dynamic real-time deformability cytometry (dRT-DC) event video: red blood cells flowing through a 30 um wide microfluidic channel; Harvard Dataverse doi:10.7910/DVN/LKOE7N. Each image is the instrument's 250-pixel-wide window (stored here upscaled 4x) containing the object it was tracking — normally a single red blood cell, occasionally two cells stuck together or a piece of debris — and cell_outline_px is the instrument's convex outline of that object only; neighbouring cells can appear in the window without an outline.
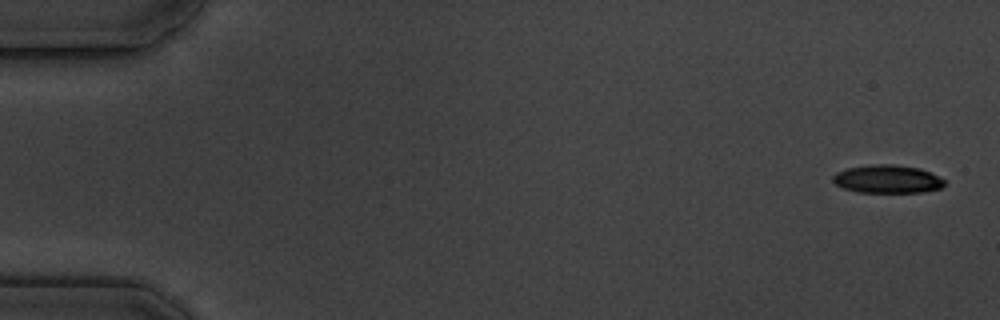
{"species": "common noctule bat (a hibernating species)", "species_latin": "Nyctalus noctula", "temperature_condition": "cold", "stored_images_in_passage": 7, "camera_frame_rate_fps": 3000, "um_per_image_px": 0.085, "animal": {"sex": "male", "body_mass_g": 19.5, "forearm_length_mm": 54.6}, "frame": {"image": 1, "passage_image": 1, "time_ms": 0.0, "image_size_px": [1000, 320], "cell_outline_px": [[944, 184], [940, 188], [924, 192], [856, 192], [844, 188], [836, 184], [832, 180], [832, 176], [836, 172], [848, 168], [872, 164], [892, 164], [920, 168], [944, 180]], "centroid_in_image_um": [75.39, 15.22], "position_along_channel_um": 9.6, "area_um2": 18.15}}
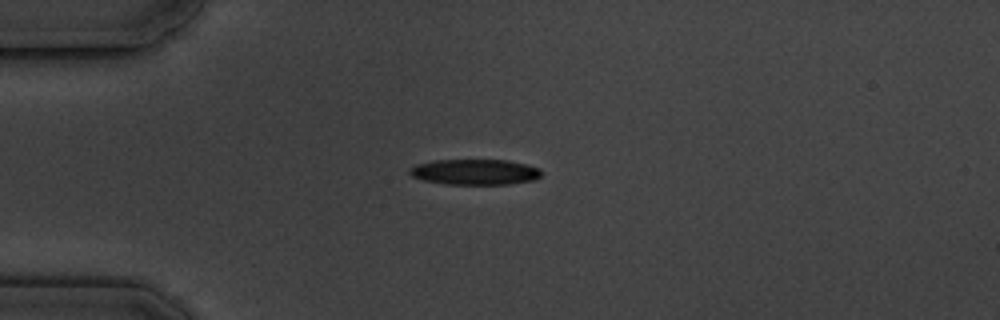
{"frame": {"image": 2, "passage_image": 5, "time_ms": 4.333, "image_size_px": [1000, 320], "cell_outline_px": [[540, 176], [536, 180], [508, 184], [448, 184], [424, 180], [412, 176], [408, 172], [408, 168], [416, 164], [432, 160], [508, 160], [540, 168]], "centroid_in_image_um": [40.35, 14.61], "position_along_channel_um": 44.7, "area_um2": 19.65}}